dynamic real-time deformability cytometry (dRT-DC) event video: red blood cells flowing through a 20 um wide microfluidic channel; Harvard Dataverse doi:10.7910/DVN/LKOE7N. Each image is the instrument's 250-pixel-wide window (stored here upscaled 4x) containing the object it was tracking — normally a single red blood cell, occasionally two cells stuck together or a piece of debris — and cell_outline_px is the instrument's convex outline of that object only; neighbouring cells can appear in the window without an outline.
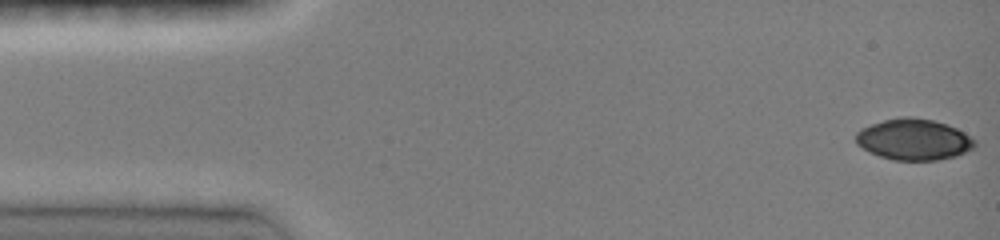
{"species": "common noctule bat (a hibernating species)", "species_latin": "Nyctalus noctula", "temperature_condition": "room temperature", "stored_images_in_passage": 46, "camera_frame_rate_fps": 3000, "um_per_image_px": 0.085, "animal": {"sex": "female", "body_mass_g": 19.0, "forearm_length_mm": 51.5}, "frame": {"image": 1, "passage_image": 1, "time_ms": 0.0, "image_size_px": [1000, 240], "cell_outline_px": [[976, 144], [972, 148], [956, 156], [940, 160], [892, 160], [868, 152], [856, 144], [856, 132], [860, 128], [884, 120], [900, 116], [912, 116], [932, 120], [956, 128], [964, 132], [976, 140]], "centroid_in_image_um": [77.64, 11.85], "position_along_channel_um": 7.4, "area_um2": 28.61}}
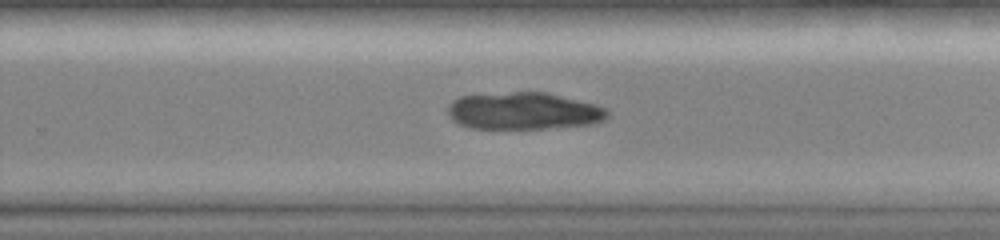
{"frame": {"image": 2, "passage_image": 30, "time_ms": 9.667, "image_size_px": [1000, 240], "cell_outline_px": [[608, 116], [604, 120], [592, 124], [544, 128], [472, 128], [460, 124], [452, 120], [448, 112], [448, 104], [452, 100], [460, 96], [512, 92], [548, 92], [596, 104], [608, 108]], "centroid_in_image_um": [44.53, 9.42], "position_along_channel_um": 285.3, "area_um2": 34.56}}
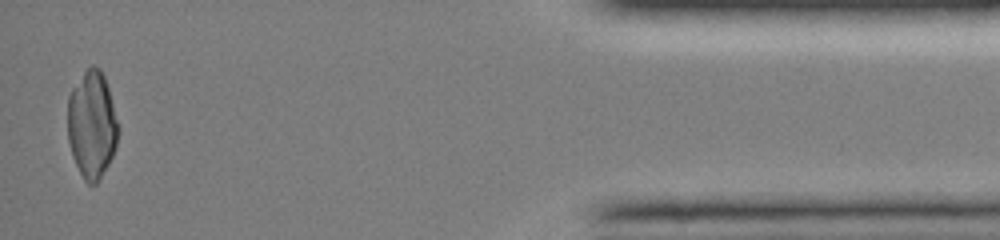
{"frame": {"image": 3, "passage_image": 45, "time_ms": 14.667, "image_size_px": [1000, 240], "cell_outline_px": [[120, 128], [116, 144], [112, 156], [108, 164], [96, 184], [88, 184], [84, 180], [72, 156], [68, 140], [68, 96], [72, 88], [84, 72], [92, 64], [100, 68], [104, 76], [108, 88]], "centroid_in_image_um": [7.81, 10.59], "position_along_channel_um": 427.4, "area_um2": 31.56}}